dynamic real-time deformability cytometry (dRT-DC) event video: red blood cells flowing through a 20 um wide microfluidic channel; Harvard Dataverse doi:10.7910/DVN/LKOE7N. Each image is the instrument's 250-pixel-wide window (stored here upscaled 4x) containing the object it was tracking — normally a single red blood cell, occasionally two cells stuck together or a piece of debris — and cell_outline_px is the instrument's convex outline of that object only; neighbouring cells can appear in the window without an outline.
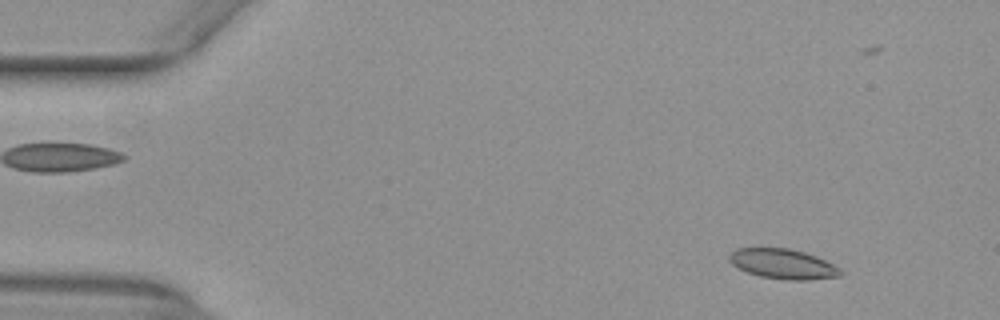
{"species": "common noctule bat (a hibernating species)", "species_latin": "Nyctalus noctula", "temperature_condition": "warm", "stored_images_in_passage": 39, "camera_frame_rate_fps": 3000, "um_per_image_px": 0.085, "animal": {"sex": "female", "body_mass_g": 29.2, "forearm_length_mm": 56.3}, "frame": {"image": 1, "passage_image": 5, "time_ms": 1.333, "image_size_px": [1000, 320], "cell_outline_px": [[844, 272], [840, 276], [812, 280], [784, 280], [760, 276], [748, 272], [732, 264], [728, 260], [728, 256], [736, 248], [788, 248], [804, 252], [816, 256], [840, 268]], "centroid_in_image_um": [66.57, 22.44], "position_along_channel_um": 18.4, "area_um2": 19.42}}
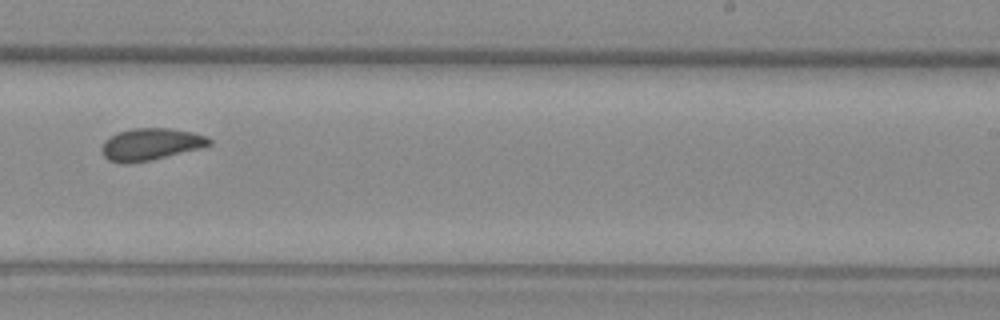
{"frame": {"image": 2, "passage_image": 20, "time_ms": 6.333, "image_size_px": [1000, 320], "cell_outline_px": [[212, 144], [200, 148], [152, 160], [124, 164], [108, 160], [100, 152], [100, 148], [104, 140], [108, 136], [116, 132], [132, 128], [168, 128], [192, 132], [208, 136], [212, 140]], "centroid_in_image_um": [12.77, 12.26], "position_along_channel_um": 276.2, "area_um2": 20.35}}
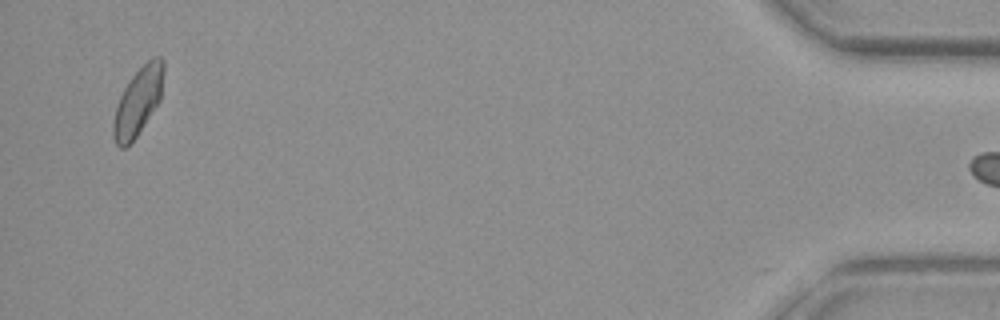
{"frame": {"image": 3, "passage_image": 38, "time_ms": 12.333, "image_size_px": [1000, 320], "cell_outline_px": [[164, 72], [160, 100], [136, 136], [124, 148], [120, 148], [116, 144], [112, 136], [112, 124], [116, 104], [128, 80], [152, 56], [160, 56], [164, 60]], "centroid_in_image_um": [11.72, 8.6], "position_along_channel_um": 423.5, "area_um2": 19.83}}